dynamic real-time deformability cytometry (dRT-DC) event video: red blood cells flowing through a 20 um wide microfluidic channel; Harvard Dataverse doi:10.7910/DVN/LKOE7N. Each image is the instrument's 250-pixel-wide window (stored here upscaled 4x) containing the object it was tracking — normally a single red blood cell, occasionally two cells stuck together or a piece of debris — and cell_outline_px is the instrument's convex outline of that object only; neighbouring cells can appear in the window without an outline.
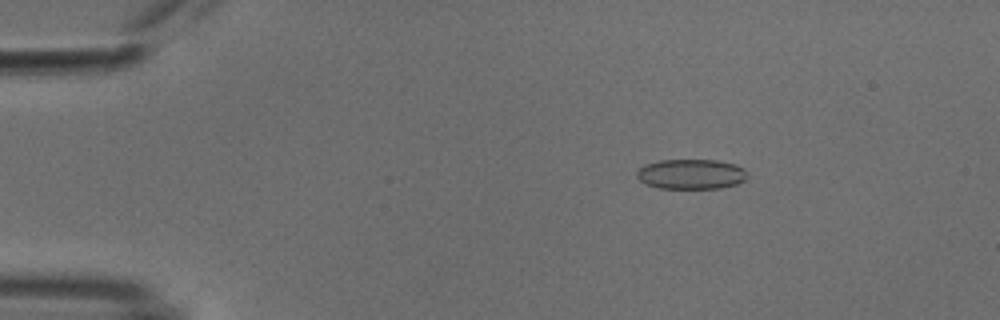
{"species": "common noctule bat (a hibernating species)", "species_latin": "Nyctalus noctula", "temperature_condition": "cold", "stored_images_in_passage": 53, "camera_frame_rate_fps": 3000, "um_per_image_px": 0.085, "animal": {"sex": "male", "body_mass_g": 18.8}, "frame": {"image": 1, "passage_image": 9, "time_ms": 2.667, "image_size_px": [1000, 320], "cell_outline_px": [[748, 176], [744, 180], [736, 184], [720, 188], [660, 188], [644, 184], [636, 176], [636, 172], [644, 164], [660, 160], [716, 160], [736, 164], [744, 168]], "centroid_in_image_um": [58.74, 14.79], "position_along_channel_um": 26.3, "area_um2": 19.42}}
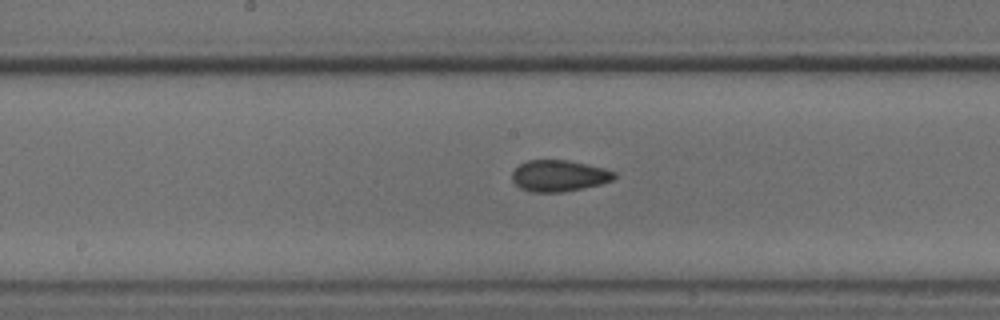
{"frame": {"image": 2, "passage_image": 28, "time_ms": 9.0, "image_size_px": [1000, 320], "cell_outline_px": [[616, 176], [612, 180], [600, 184], [564, 192], [532, 192], [520, 188], [512, 180], [512, 172], [520, 164], [528, 160], [568, 160], [588, 164], [604, 168], [616, 172]], "centroid_in_image_um": [47.52, 14.94], "position_along_channel_um": 200.7, "area_um2": 18.67}}
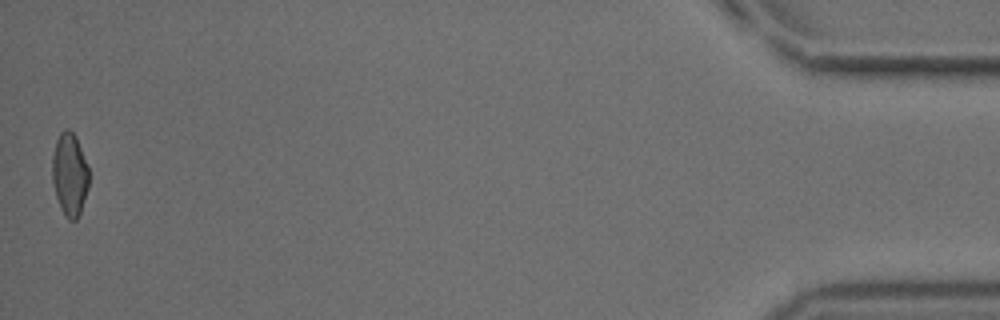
{"frame": {"image": 3, "passage_image": 53, "time_ms": 17.333, "image_size_px": [1000, 320], "cell_outline_px": [[88, 188], [80, 212], [76, 220], [68, 220], [64, 216], [60, 208], [56, 196], [52, 180], [52, 156], [56, 140], [60, 132], [64, 128], [68, 128], [76, 136], [88, 168]], "centroid_in_image_um": [5.9, 14.82], "position_along_channel_um": 429.3, "area_um2": 17.74}, "authors_computed_cell_mechanics": {"area_um2": 18.6116, "velocity_mm_per_s": 3.814, "shape_relaxation_time_tau1_ms": 10.0865, "shape_relaxation_time_tau2_ms": 2.0964, "deformation_change_tau1": 0.1555, "deformation_change_tau2": 0.066}}